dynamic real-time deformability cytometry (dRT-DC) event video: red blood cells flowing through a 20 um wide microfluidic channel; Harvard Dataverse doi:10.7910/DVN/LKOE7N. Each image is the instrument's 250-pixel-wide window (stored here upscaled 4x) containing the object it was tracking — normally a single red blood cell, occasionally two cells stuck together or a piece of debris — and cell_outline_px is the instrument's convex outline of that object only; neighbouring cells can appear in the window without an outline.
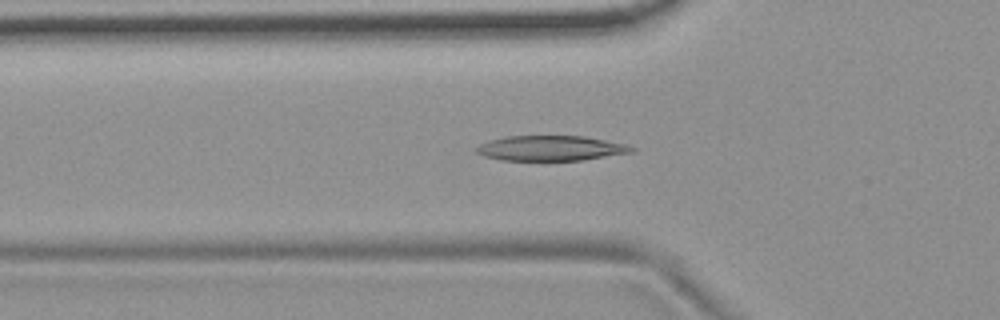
{"species": "common noctule bat (a hibernating species)", "species_latin": "Nyctalus noctula", "temperature_condition": "room temperature", "stored_images_in_passage": 54, "camera_frame_rate_fps": 3000, "um_per_image_px": 0.085, "animal": {"sex": "female", "body_mass_g": 19.9}, "frame": {"image": 1, "passage_image": 18, "time_ms": 5.667, "image_size_px": [1000, 320], "cell_outline_px": [[636, 152], [584, 160], [500, 160], [484, 156], [476, 152], [476, 148], [480, 144], [488, 140], [504, 136], [584, 136], [628, 144], [636, 148]], "centroid_in_image_um": [46.86, 12.59], "position_along_channel_um": 78.9, "area_um2": 22.95}}
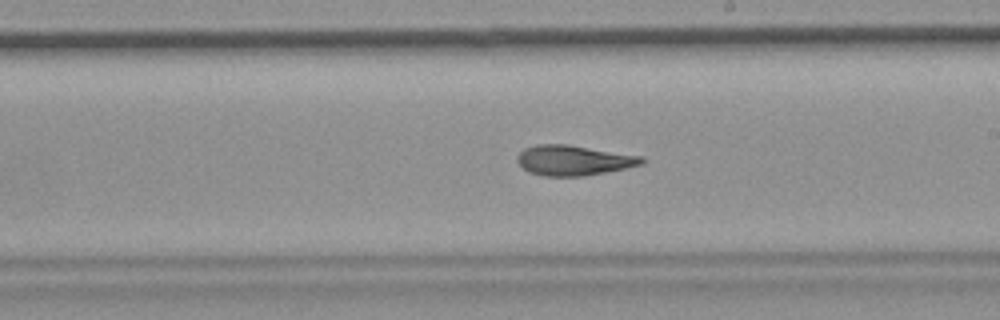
{"frame": {"image": 2, "passage_image": 31, "time_ms": 10.0, "image_size_px": [1000, 320], "cell_outline_px": [[648, 160], [644, 164], [584, 176], [544, 176], [528, 172], [516, 160], [516, 156], [524, 148], [536, 144], [568, 144], [644, 156]], "centroid_in_image_um": [48.78, 13.61], "position_along_channel_um": 240.2, "area_um2": 22.08}}
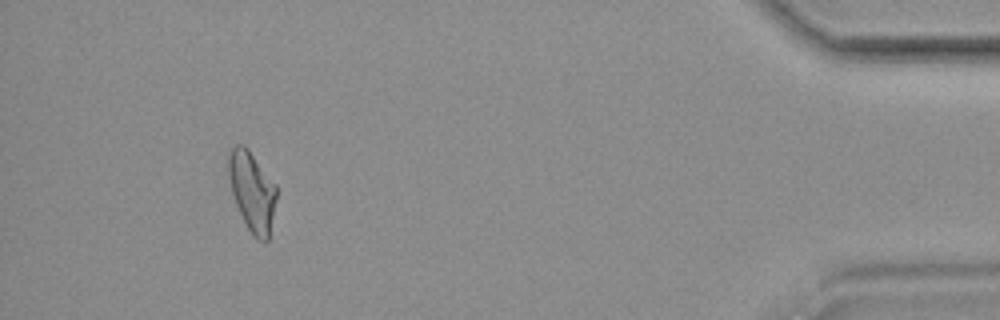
{"frame": {"image": 3, "passage_image": 50, "time_ms": 16.333, "image_size_px": [1000, 320], "cell_outline_px": [[276, 200], [268, 240], [264, 244], [256, 240], [252, 236], [236, 204], [232, 192], [228, 172], [228, 152], [236, 144], [244, 144], [248, 148], [276, 184]], "centroid_in_image_um": [21.43, 16.27], "position_along_channel_um": 413.8, "area_um2": 22.31}, "authors_computed_cell_mechanics": {"area_um2": 22.3686, "velocity_mm_per_s": 3.7241, "shape_relaxation_time_tau1_ms": 9.0028, "shape_relaxation_time_tau2_ms": 3.3019, "deformation_change_tau1": 0.241, "deformation_change_tau2": 0.1213}}